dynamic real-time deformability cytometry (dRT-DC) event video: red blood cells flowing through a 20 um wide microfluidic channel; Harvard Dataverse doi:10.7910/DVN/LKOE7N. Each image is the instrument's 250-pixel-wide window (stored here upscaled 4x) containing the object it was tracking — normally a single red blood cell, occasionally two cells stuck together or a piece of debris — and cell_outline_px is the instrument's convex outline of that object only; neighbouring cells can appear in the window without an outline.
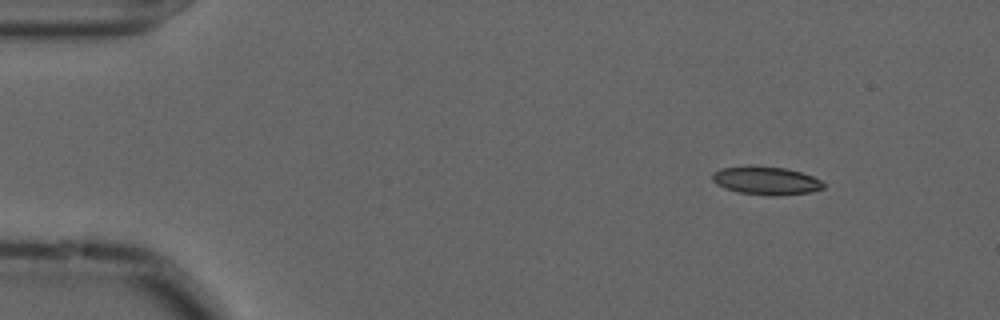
{"species": "common noctule bat (a hibernating species)", "species_latin": "Nyctalus noctula", "temperature_condition": "cold", "stored_images_in_passage": 9, "camera_frame_rate_fps": 3000, "um_per_image_px": 0.085, "animal": {"sex": "male", "forearm_length_mm": 52.5}, "frame": {"image": 1, "passage_image": 1, "time_ms": 0.0, "image_size_px": [1000, 320], "cell_outline_px": [[824, 188], [812, 192], [780, 196], [772, 196], [736, 192], [724, 188], [716, 184], [712, 180], [712, 172], [720, 168], [744, 164], [752, 164], [784, 168], [800, 172], [812, 176], [820, 180], [824, 184]], "centroid_in_image_um": [65.06, 15.34], "position_along_channel_um": 19.9, "area_um2": 18.84}}